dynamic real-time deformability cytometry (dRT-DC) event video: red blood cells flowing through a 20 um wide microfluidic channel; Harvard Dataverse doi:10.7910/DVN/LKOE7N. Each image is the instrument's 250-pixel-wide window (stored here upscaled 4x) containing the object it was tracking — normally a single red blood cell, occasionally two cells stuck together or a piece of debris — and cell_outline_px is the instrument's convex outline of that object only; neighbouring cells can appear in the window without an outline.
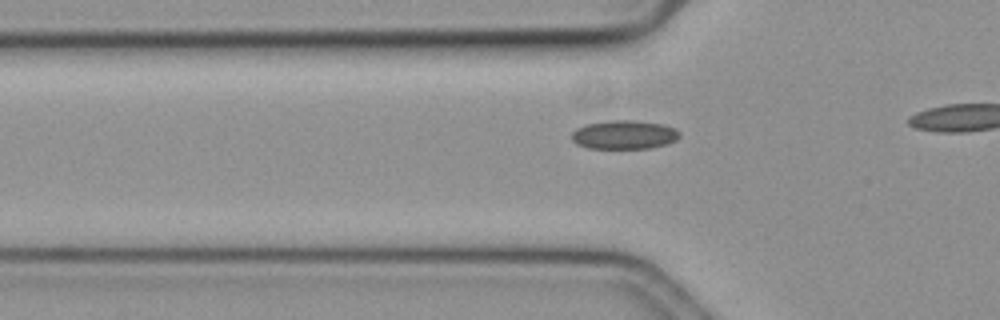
{"species": "common noctule bat (a hibernating species)", "species_latin": "Nyctalus noctula", "temperature_condition": "cold", "stored_images_in_passage": 21, "camera_frame_rate_fps": 3000, "um_per_image_px": 0.085, "animal": {"sex": "female", "body_mass_g": 19.3, "forearm_length_mm": 54.1}, "frame": {"image": 1, "passage_image": 15, "time_ms": 4.667, "image_size_px": [1000, 320], "cell_outline_px": [[680, 136], [676, 140], [668, 144], [652, 148], [588, 148], [576, 144], [572, 140], [572, 132], [576, 128], [584, 124], [608, 120], [632, 120], [664, 124], [676, 128], [680, 132]], "centroid_in_image_um": [53.07, 11.44], "position_along_channel_um": 72.7, "area_um2": 18.38}}